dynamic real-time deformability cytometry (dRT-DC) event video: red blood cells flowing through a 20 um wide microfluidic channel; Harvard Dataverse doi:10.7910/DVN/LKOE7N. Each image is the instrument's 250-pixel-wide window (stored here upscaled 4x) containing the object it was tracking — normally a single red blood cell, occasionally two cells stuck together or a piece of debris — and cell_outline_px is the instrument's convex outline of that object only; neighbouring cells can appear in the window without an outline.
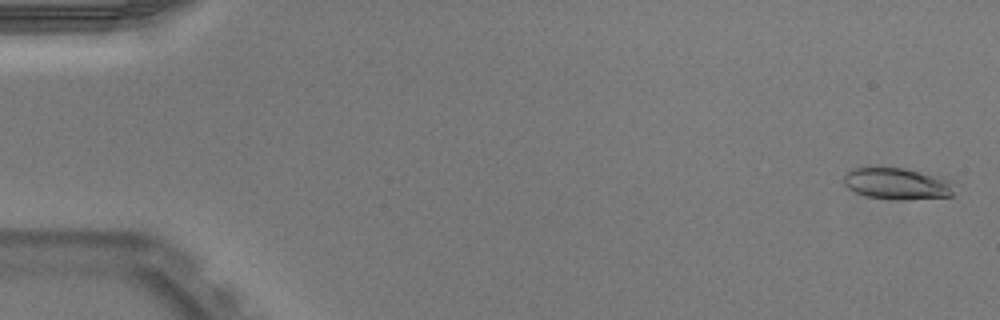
{"species": "Egyptian fruit bat (a non-hibernating species)", "species_latin": "Rousettus aegyptiacus", "temperature_condition": "warm", "stored_images_in_passage": 4, "camera_frame_rate_fps": 3000, "um_per_image_px": 0.085, "animal": {"sex": "male"}, "frame": {"image": 1, "passage_image": 2, "time_ms": 0.333, "image_size_px": [1000, 320], "cell_outline_px": [[952, 196], [864, 196], [848, 188], [844, 184], [844, 176], [852, 168], [904, 168], [948, 176], [952, 180]], "centroid_in_image_um": [76.28, 15.52], "position_along_channel_um": 8.7, "area_um2": 19.31}}